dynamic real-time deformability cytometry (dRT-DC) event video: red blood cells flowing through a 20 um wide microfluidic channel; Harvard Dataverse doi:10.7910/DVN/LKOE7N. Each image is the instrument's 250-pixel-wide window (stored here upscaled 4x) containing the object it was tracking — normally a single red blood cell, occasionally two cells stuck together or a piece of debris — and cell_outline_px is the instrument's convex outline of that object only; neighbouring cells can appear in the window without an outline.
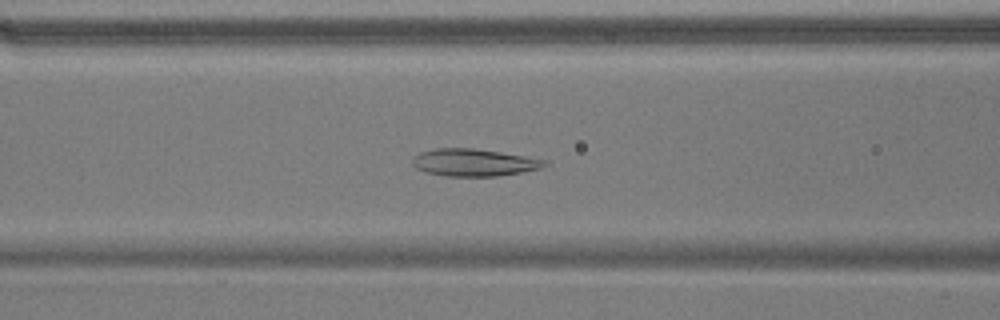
{"species": "common noctule bat (a hibernating species)", "species_latin": "Nyctalus noctula", "temperature_condition": "warm", "stored_images_in_passage": 38, "camera_frame_rate_fps": 3000, "um_per_image_px": 0.085, "animal": {"sex": "male", "body_mass_g": 17.9}, "frame": {"image": 1, "passage_image": 6, "time_ms": 1.667, "image_size_px": [1000, 320], "cell_outline_px": [[548, 164], [540, 168], [520, 172], [496, 176], [448, 176], [424, 172], [416, 168], [412, 164], [412, 156], [420, 152], [436, 148], [472, 148], [500, 152], [548, 160]], "centroid_in_image_um": [40.24, 13.81], "position_along_channel_um": 126.4, "area_um2": 20.98}}
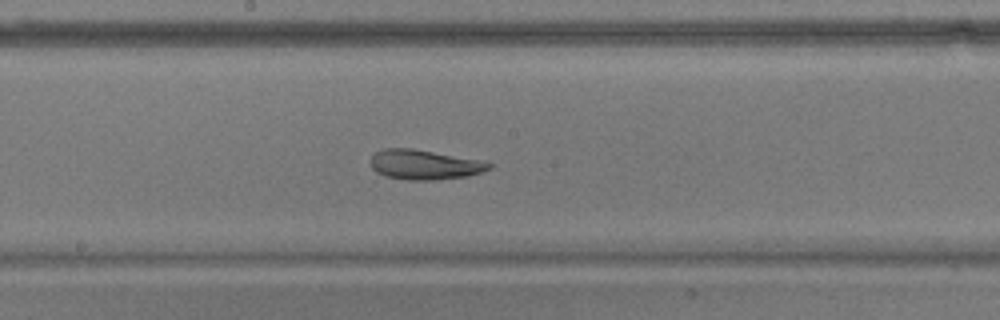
{"frame": {"image": 2, "passage_image": 13, "time_ms": 4.0, "image_size_px": [1000, 320], "cell_outline_px": [[492, 168], [468, 176], [436, 180], [408, 180], [384, 176], [376, 172], [372, 168], [368, 160], [376, 152], [384, 148], [412, 148], [476, 160], [492, 164]], "centroid_in_image_um": [35.99, 14.0], "position_along_channel_um": 212.2, "area_um2": 20.4}}
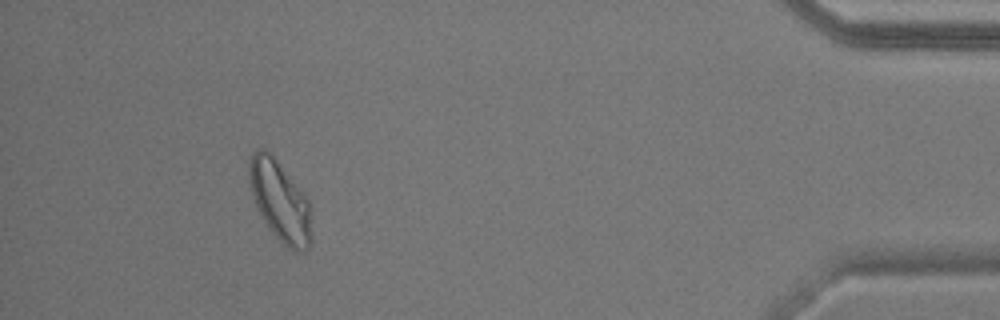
{"frame": {"image": 3, "passage_image": 34, "time_ms": 11.0, "image_size_px": [1000, 320], "cell_outline_px": [[312, 240], [308, 248], [304, 252], [292, 252], [268, 228], [256, 204], [252, 192], [248, 176], [248, 160], [252, 152], [260, 148], [264, 148], [276, 160], [308, 196]], "centroid_in_image_um": [23.82, 17.1], "position_along_channel_um": 411.4, "area_um2": 29.25}, "authors_computed_cell_mechanics": {"area_um2": 21.7617, "velocity_mm_per_s": 3.6827, "shape_relaxation_time_tau1_ms": null, "shape_relaxation_time_tau2_ms": 2.5031, "deformation_change_tau1": null, "deformation_change_tau2": 0.077}}